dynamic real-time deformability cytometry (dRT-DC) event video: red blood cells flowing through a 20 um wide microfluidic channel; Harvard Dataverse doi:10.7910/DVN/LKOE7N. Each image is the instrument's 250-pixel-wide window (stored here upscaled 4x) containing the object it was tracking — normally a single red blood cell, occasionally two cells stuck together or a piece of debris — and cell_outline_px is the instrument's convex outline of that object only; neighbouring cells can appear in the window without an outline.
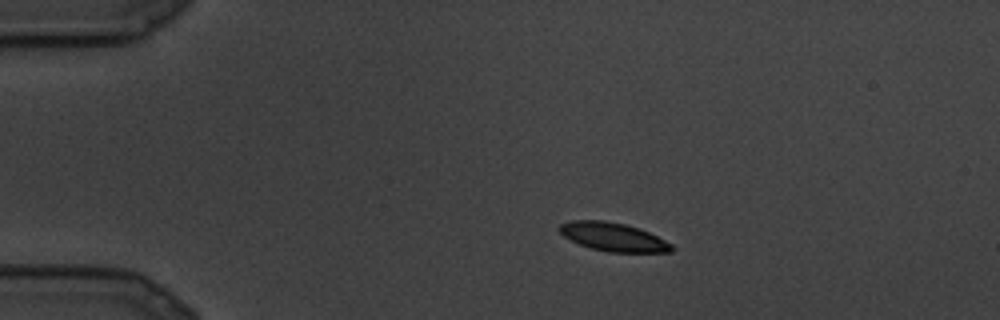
{"species": "common noctule bat (a hibernating species)", "species_latin": "Nyctalus noctula", "temperature_condition": "cold", "stored_images_in_passage": 26, "camera_frame_rate_fps": 3000, "um_per_image_px": 0.085, "animal": {"sex": "male", "body_mass_g": 19.5, "forearm_length_mm": 54.6}, "frame": {"image": 1, "passage_image": 5, "time_ms": 1.333, "image_size_px": [1000, 320], "cell_outline_px": [[676, 248], [672, 252], [608, 252], [592, 248], [580, 244], [564, 236], [556, 228], [560, 224], [572, 220], [604, 220], [624, 224], [648, 232], [672, 244]], "centroid_in_image_um": [52.12, 20.14], "position_along_channel_um": 32.9, "area_um2": 18.5}}
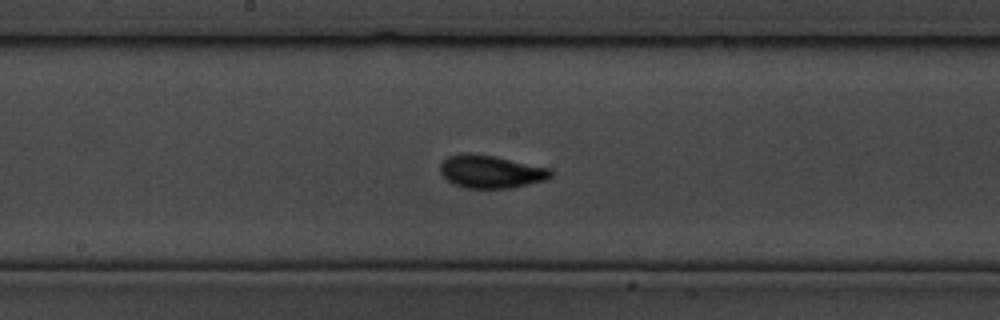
{"frame": {"image": 2, "passage_image": 14, "time_ms": 4.333, "image_size_px": [1000, 320], "cell_outline_px": [[552, 176], [544, 180], [512, 188], [468, 188], [456, 184], [448, 180], [440, 172], [440, 164], [448, 156], [464, 152], [468, 152], [492, 156], [552, 168]], "centroid_in_image_um": [41.73, 14.58], "position_along_channel_um": 206.5, "area_um2": 21.04}}
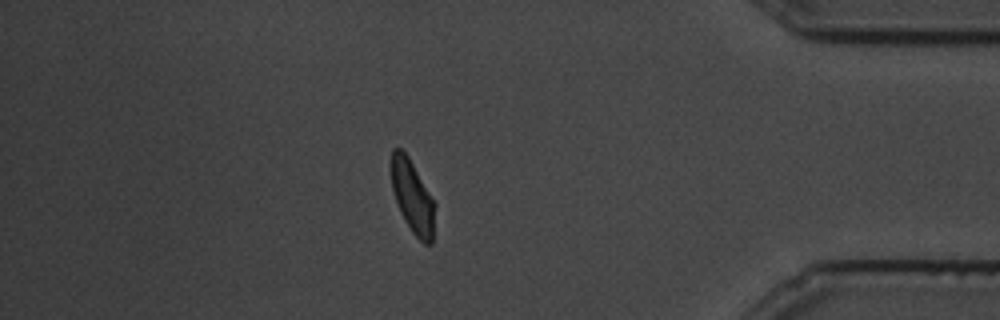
{"frame": {"image": 3, "passage_image": 23, "time_ms": 7.333, "image_size_px": [1000, 320], "cell_outline_px": [[436, 204], [432, 244], [424, 244], [412, 232], [404, 220], [400, 212], [392, 188], [392, 148], [400, 148], [408, 156]], "centroid_in_image_um": [35.09, 16.77], "position_along_channel_um": 400.1, "area_um2": 18.32}}